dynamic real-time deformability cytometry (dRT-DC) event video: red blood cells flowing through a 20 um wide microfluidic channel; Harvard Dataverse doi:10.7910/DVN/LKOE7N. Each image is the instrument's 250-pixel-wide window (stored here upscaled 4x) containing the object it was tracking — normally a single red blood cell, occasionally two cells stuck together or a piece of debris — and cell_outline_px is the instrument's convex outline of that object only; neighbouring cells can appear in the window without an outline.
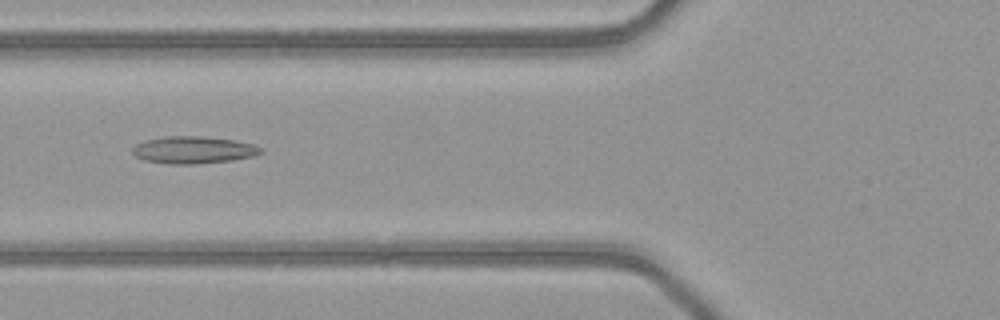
{"species": "common noctule bat (a hibernating species)", "species_latin": "Nyctalus noctula", "temperature_condition": "warm", "stored_images_in_passage": 51, "camera_frame_rate_fps": 3000, "um_per_image_px": 0.085, "animal": {"sex": "female", "body_mass_g": 21.9}, "frame": {"image": 1, "passage_image": 20, "time_ms": 6.333, "image_size_px": [1000, 320], "cell_outline_px": [[264, 152], [256, 156], [232, 160], [196, 164], [168, 164], [144, 160], [136, 156], [132, 152], [132, 148], [136, 144], [144, 140], [168, 136], [200, 136], [236, 140], [252, 144], [264, 148]], "centroid_in_image_um": [16.48, 12.75], "position_along_channel_um": 109.3, "area_um2": 20.52}}
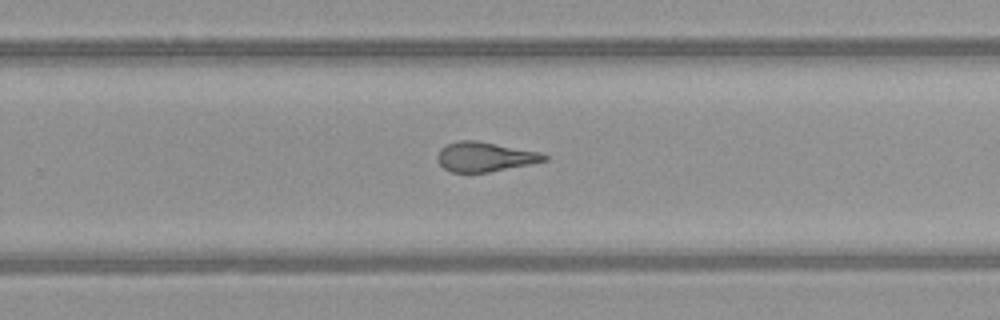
{"frame": {"image": 2, "passage_image": 33, "time_ms": 10.667, "image_size_px": [1000, 320], "cell_outline_px": [[548, 160], [532, 164], [488, 172], [452, 172], [444, 168], [436, 160], [436, 156], [440, 148], [448, 144], [460, 140], [476, 140], [540, 152], [548, 156]], "centroid_in_image_um": [41.21, 13.33], "position_along_channel_um": 288.6, "area_um2": 18.44}}
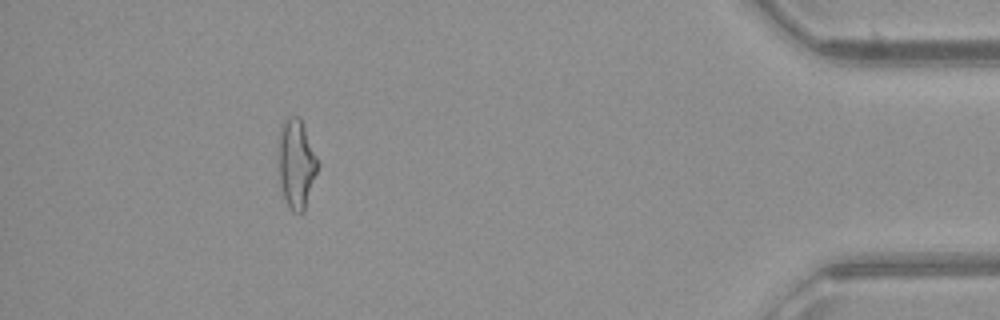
{"frame": {"image": 3, "passage_image": 46, "time_ms": 15.0, "image_size_px": [1000, 320], "cell_outline_px": [[320, 164], [304, 212], [292, 212], [284, 196], [280, 184], [280, 124], [288, 116], [300, 116]], "centroid_in_image_um": [25.23, 13.9], "position_along_channel_um": 410.0, "area_um2": 20.17}, "authors_computed_cell_mechanics": {"area_um2": 20.519, "velocity_mm_per_s": 4.1335, "shape_relaxation_time_tau1_ms": null, "shape_relaxation_time_tau2_ms": 2.3188, "deformation_change_tau1": null, "deformation_change_tau2": 0.127}}